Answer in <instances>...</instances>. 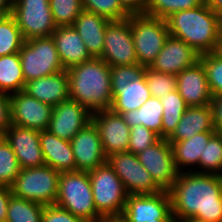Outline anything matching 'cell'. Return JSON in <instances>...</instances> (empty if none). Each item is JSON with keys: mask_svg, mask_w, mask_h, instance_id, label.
Listing matches in <instances>:
<instances>
[{"mask_svg": "<svg viewBox=\"0 0 222 222\" xmlns=\"http://www.w3.org/2000/svg\"><path fill=\"white\" fill-rule=\"evenodd\" d=\"M173 220L198 218L206 222L222 221V176L180 172L172 188Z\"/></svg>", "mask_w": 222, "mask_h": 222, "instance_id": "cell-1", "label": "cell"}, {"mask_svg": "<svg viewBox=\"0 0 222 222\" xmlns=\"http://www.w3.org/2000/svg\"><path fill=\"white\" fill-rule=\"evenodd\" d=\"M12 124L17 126L47 130L52 113V106L28 95L23 90L9 95Z\"/></svg>", "mask_w": 222, "mask_h": 222, "instance_id": "cell-15", "label": "cell"}, {"mask_svg": "<svg viewBox=\"0 0 222 222\" xmlns=\"http://www.w3.org/2000/svg\"><path fill=\"white\" fill-rule=\"evenodd\" d=\"M129 15L145 14L146 0H118Z\"/></svg>", "mask_w": 222, "mask_h": 222, "instance_id": "cell-45", "label": "cell"}, {"mask_svg": "<svg viewBox=\"0 0 222 222\" xmlns=\"http://www.w3.org/2000/svg\"><path fill=\"white\" fill-rule=\"evenodd\" d=\"M11 15L16 20L25 41L50 37L57 28L49 0H13Z\"/></svg>", "mask_w": 222, "mask_h": 222, "instance_id": "cell-9", "label": "cell"}, {"mask_svg": "<svg viewBox=\"0 0 222 222\" xmlns=\"http://www.w3.org/2000/svg\"><path fill=\"white\" fill-rule=\"evenodd\" d=\"M91 121L98 129L105 155L126 152L130 142V127L121 114L111 109L92 113Z\"/></svg>", "mask_w": 222, "mask_h": 222, "instance_id": "cell-14", "label": "cell"}, {"mask_svg": "<svg viewBox=\"0 0 222 222\" xmlns=\"http://www.w3.org/2000/svg\"><path fill=\"white\" fill-rule=\"evenodd\" d=\"M83 10L106 17L109 20H123L130 15L118 0H81Z\"/></svg>", "mask_w": 222, "mask_h": 222, "instance_id": "cell-38", "label": "cell"}, {"mask_svg": "<svg viewBox=\"0 0 222 222\" xmlns=\"http://www.w3.org/2000/svg\"><path fill=\"white\" fill-rule=\"evenodd\" d=\"M166 22L171 36L181 39L200 55L218 50L222 33L221 14L205 3L174 12Z\"/></svg>", "mask_w": 222, "mask_h": 222, "instance_id": "cell-2", "label": "cell"}, {"mask_svg": "<svg viewBox=\"0 0 222 222\" xmlns=\"http://www.w3.org/2000/svg\"><path fill=\"white\" fill-rule=\"evenodd\" d=\"M130 23L138 64L150 67L170 36L166 19L130 15Z\"/></svg>", "mask_w": 222, "mask_h": 222, "instance_id": "cell-7", "label": "cell"}, {"mask_svg": "<svg viewBox=\"0 0 222 222\" xmlns=\"http://www.w3.org/2000/svg\"><path fill=\"white\" fill-rule=\"evenodd\" d=\"M100 58L110 67L138 64L130 16L123 20H111L108 23Z\"/></svg>", "mask_w": 222, "mask_h": 222, "instance_id": "cell-12", "label": "cell"}, {"mask_svg": "<svg viewBox=\"0 0 222 222\" xmlns=\"http://www.w3.org/2000/svg\"><path fill=\"white\" fill-rule=\"evenodd\" d=\"M216 132L197 133L189 139L170 143L177 171L199 173V159L209 139ZM196 168V169H195Z\"/></svg>", "mask_w": 222, "mask_h": 222, "instance_id": "cell-26", "label": "cell"}, {"mask_svg": "<svg viewBox=\"0 0 222 222\" xmlns=\"http://www.w3.org/2000/svg\"><path fill=\"white\" fill-rule=\"evenodd\" d=\"M146 82L151 96L160 98L176 90L177 76L165 74L150 67H145L144 72Z\"/></svg>", "mask_w": 222, "mask_h": 222, "instance_id": "cell-39", "label": "cell"}, {"mask_svg": "<svg viewBox=\"0 0 222 222\" xmlns=\"http://www.w3.org/2000/svg\"><path fill=\"white\" fill-rule=\"evenodd\" d=\"M203 132H216L211 105L188 106L176 130L167 140L169 143L179 142Z\"/></svg>", "mask_w": 222, "mask_h": 222, "instance_id": "cell-24", "label": "cell"}, {"mask_svg": "<svg viewBox=\"0 0 222 222\" xmlns=\"http://www.w3.org/2000/svg\"><path fill=\"white\" fill-rule=\"evenodd\" d=\"M76 170L90 171L107 161L97 127L91 121L71 140Z\"/></svg>", "mask_w": 222, "mask_h": 222, "instance_id": "cell-18", "label": "cell"}, {"mask_svg": "<svg viewBox=\"0 0 222 222\" xmlns=\"http://www.w3.org/2000/svg\"><path fill=\"white\" fill-rule=\"evenodd\" d=\"M204 3L213 11L222 14V0H204Z\"/></svg>", "mask_w": 222, "mask_h": 222, "instance_id": "cell-48", "label": "cell"}, {"mask_svg": "<svg viewBox=\"0 0 222 222\" xmlns=\"http://www.w3.org/2000/svg\"><path fill=\"white\" fill-rule=\"evenodd\" d=\"M25 40L10 14L0 18V56L19 53Z\"/></svg>", "mask_w": 222, "mask_h": 222, "instance_id": "cell-32", "label": "cell"}, {"mask_svg": "<svg viewBox=\"0 0 222 222\" xmlns=\"http://www.w3.org/2000/svg\"><path fill=\"white\" fill-rule=\"evenodd\" d=\"M199 173L222 176V134L215 133L199 159Z\"/></svg>", "mask_w": 222, "mask_h": 222, "instance_id": "cell-33", "label": "cell"}, {"mask_svg": "<svg viewBox=\"0 0 222 222\" xmlns=\"http://www.w3.org/2000/svg\"><path fill=\"white\" fill-rule=\"evenodd\" d=\"M204 0H146L145 15L166 19L172 13L196 8Z\"/></svg>", "mask_w": 222, "mask_h": 222, "instance_id": "cell-34", "label": "cell"}, {"mask_svg": "<svg viewBox=\"0 0 222 222\" xmlns=\"http://www.w3.org/2000/svg\"><path fill=\"white\" fill-rule=\"evenodd\" d=\"M12 124L9 94L0 91V135Z\"/></svg>", "mask_w": 222, "mask_h": 222, "instance_id": "cell-43", "label": "cell"}, {"mask_svg": "<svg viewBox=\"0 0 222 222\" xmlns=\"http://www.w3.org/2000/svg\"><path fill=\"white\" fill-rule=\"evenodd\" d=\"M217 52L222 55V33L220 35L219 47H218Z\"/></svg>", "mask_w": 222, "mask_h": 222, "instance_id": "cell-51", "label": "cell"}, {"mask_svg": "<svg viewBox=\"0 0 222 222\" xmlns=\"http://www.w3.org/2000/svg\"><path fill=\"white\" fill-rule=\"evenodd\" d=\"M55 25L73 26L83 11L81 0H49Z\"/></svg>", "mask_w": 222, "mask_h": 222, "instance_id": "cell-36", "label": "cell"}, {"mask_svg": "<svg viewBox=\"0 0 222 222\" xmlns=\"http://www.w3.org/2000/svg\"><path fill=\"white\" fill-rule=\"evenodd\" d=\"M60 174L46 164L40 167L20 169L11 187L12 194L44 206L55 205Z\"/></svg>", "mask_w": 222, "mask_h": 222, "instance_id": "cell-6", "label": "cell"}, {"mask_svg": "<svg viewBox=\"0 0 222 222\" xmlns=\"http://www.w3.org/2000/svg\"><path fill=\"white\" fill-rule=\"evenodd\" d=\"M177 76L176 89L188 106L210 105L213 99L203 64L197 61Z\"/></svg>", "mask_w": 222, "mask_h": 222, "instance_id": "cell-20", "label": "cell"}, {"mask_svg": "<svg viewBox=\"0 0 222 222\" xmlns=\"http://www.w3.org/2000/svg\"><path fill=\"white\" fill-rule=\"evenodd\" d=\"M111 85H128L131 81L140 79L145 72V67L134 64L128 66L110 67Z\"/></svg>", "mask_w": 222, "mask_h": 222, "instance_id": "cell-41", "label": "cell"}, {"mask_svg": "<svg viewBox=\"0 0 222 222\" xmlns=\"http://www.w3.org/2000/svg\"><path fill=\"white\" fill-rule=\"evenodd\" d=\"M113 102L111 110L122 114L131 110L139 109L150 97V91L145 75L128 85H111Z\"/></svg>", "mask_w": 222, "mask_h": 222, "instance_id": "cell-27", "label": "cell"}, {"mask_svg": "<svg viewBox=\"0 0 222 222\" xmlns=\"http://www.w3.org/2000/svg\"><path fill=\"white\" fill-rule=\"evenodd\" d=\"M159 139L160 137L156 133L143 125L134 126L130 128V142L127 151L138 154L156 143Z\"/></svg>", "mask_w": 222, "mask_h": 222, "instance_id": "cell-40", "label": "cell"}, {"mask_svg": "<svg viewBox=\"0 0 222 222\" xmlns=\"http://www.w3.org/2000/svg\"><path fill=\"white\" fill-rule=\"evenodd\" d=\"M23 91L52 107L64 102L69 99L67 70L27 81Z\"/></svg>", "mask_w": 222, "mask_h": 222, "instance_id": "cell-21", "label": "cell"}, {"mask_svg": "<svg viewBox=\"0 0 222 222\" xmlns=\"http://www.w3.org/2000/svg\"><path fill=\"white\" fill-rule=\"evenodd\" d=\"M210 105L213 111L215 131L222 134V94L214 96Z\"/></svg>", "mask_w": 222, "mask_h": 222, "instance_id": "cell-44", "label": "cell"}, {"mask_svg": "<svg viewBox=\"0 0 222 222\" xmlns=\"http://www.w3.org/2000/svg\"><path fill=\"white\" fill-rule=\"evenodd\" d=\"M20 169L10 144L0 135V185L11 188Z\"/></svg>", "mask_w": 222, "mask_h": 222, "instance_id": "cell-35", "label": "cell"}, {"mask_svg": "<svg viewBox=\"0 0 222 222\" xmlns=\"http://www.w3.org/2000/svg\"><path fill=\"white\" fill-rule=\"evenodd\" d=\"M92 113L74 100L68 99L52 107L48 131L60 139L70 141L91 122Z\"/></svg>", "mask_w": 222, "mask_h": 222, "instance_id": "cell-16", "label": "cell"}, {"mask_svg": "<svg viewBox=\"0 0 222 222\" xmlns=\"http://www.w3.org/2000/svg\"><path fill=\"white\" fill-rule=\"evenodd\" d=\"M88 174L97 213L103 219L121 216L128 194L112 167L106 161Z\"/></svg>", "mask_w": 222, "mask_h": 222, "instance_id": "cell-5", "label": "cell"}, {"mask_svg": "<svg viewBox=\"0 0 222 222\" xmlns=\"http://www.w3.org/2000/svg\"><path fill=\"white\" fill-rule=\"evenodd\" d=\"M51 36L65 70L92 58L73 26H58Z\"/></svg>", "mask_w": 222, "mask_h": 222, "instance_id": "cell-22", "label": "cell"}, {"mask_svg": "<svg viewBox=\"0 0 222 222\" xmlns=\"http://www.w3.org/2000/svg\"><path fill=\"white\" fill-rule=\"evenodd\" d=\"M121 115L130 128L143 125L162 138L163 105L160 98L151 96L139 109Z\"/></svg>", "mask_w": 222, "mask_h": 222, "instance_id": "cell-28", "label": "cell"}, {"mask_svg": "<svg viewBox=\"0 0 222 222\" xmlns=\"http://www.w3.org/2000/svg\"><path fill=\"white\" fill-rule=\"evenodd\" d=\"M44 205L10 196L6 222H41Z\"/></svg>", "mask_w": 222, "mask_h": 222, "instance_id": "cell-31", "label": "cell"}, {"mask_svg": "<svg viewBox=\"0 0 222 222\" xmlns=\"http://www.w3.org/2000/svg\"><path fill=\"white\" fill-rule=\"evenodd\" d=\"M103 222H127V221L124 220L121 216H117V217H111V218L104 219Z\"/></svg>", "mask_w": 222, "mask_h": 222, "instance_id": "cell-49", "label": "cell"}, {"mask_svg": "<svg viewBox=\"0 0 222 222\" xmlns=\"http://www.w3.org/2000/svg\"><path fill=\"white\" fill-rule=\"evenodd\" d=\"M41 222H85L74 216L69 211L62 209L56 205H48L44 207Z\"/></svg>", "mask_w": 222, "mask_h": 222, "instance_id": "cell-42", "label": "cell"}, {"mask_svg": "<svg viewBox=\"0 0 222 222\" xmlns=\"http://www.w3.org/2000/svg\"><path fill=\"white\" fill-rule=\"evenodd\" d=\"M199 61L204 66L213 97L222 94V55L217 51L204 53L199 56Z\"/></svg>", "mask_w": 222, "mask_h": 222, "instance_id": "cell-37", "label": "cell"}, {"mask_svg": "<svg viewBox=\"0 0 222 222\" xmlns=\"http://www.w3.org/2000/svg\"><path fill=\"white\" fill-rule=\"evenodd\" d=\"M11 195V188L4 185H0V222H6L7 208Z\"/></svg>", "mask_w": 222, "mask_h": 222, "instance_id": "cell-46", "label": "cell"}, {"mask_svg": "<svg viewBox=\"0 0 222 222\" xmlns=\"http://www.w3.org/2000/svg\"><path fill=\"white\" fill-rule=\"evenodd\" d=\"M39 142L47 166L60 173L76 171V162L70 141L60 139L48 130H43L40 131Z\"/></svg>", "mask_w": 222, "mask_h": 222, "instance_id": "cell-23", "label": "cell"}, {"mask_svg": "<svg viewBox=\"0 0 222 222\" xmlns=\"http://www.w3.org/2000/svg\"><path fill=\"white\" fill-rule=\"evenodd\" d=\"M140 163L152 175L154 182L164 191H169L178 176L171 144L160 138L156 143L136 154Z\"/></svg>", "mask_w": 222, "mask_h": 222, "instance_id": "cell-13", "label": "cell"}, {"mask_svg": "<svg viewBox=\"0 0 222 222\" xmlns=\"http://www.w3.org/2000/svg\"><path fill=\"white\" fill-rule=\"evenodd\" d=\"M107 162L122 181L128 195L155 194L163 191L140 163L136 154L128 151L111 154L107 157Z\"/></svg>", "mask_w": 222, "mask_h": 222, "instance_id": "cell-11", "label": "cell"}, {"mask_svg": "<svg viewBox=\"0 0 222 222\" xmlns=\"http://www.w3.org/2000/svg\"><path fill=\"white\" fill-rule=\"evenodd\" d=\"M200 54L181 39L169 36L150 68L177 75L199 61Z\"/></svg>", "mask_w": 222, "mask_h": 222, "instance_id": "cell-19", "label": "cell"}, {"mask_svg": "<svg viewBox=\"0 0 222 222\" xmlns=\"http://www.w3.org/2000/svg\"><path fill=\"white\" fill-rule=\"evenodd\" d=\"M69 99L91 113L111 109L113 102L110 66L101 58H91L67 69Z\"/></svg>", "mask_w": 222, "mask_h": 222, "instance_id": "cell-3", "label": "cell"}, {"mask_svg": "<svg viewBox=\"0 0 222 222\" xmlns=\"http://www.w3.org/2000/svg\"><path fill=\"white\" fill-rule=\"evenodd\" d=\"M121 217L127 222H173L169 191L127 195Z\"/></svg>", "mask_w": 222, "mask_h": 222, "instance_id": "cell-10", "label": "cell"}, {"mask_svg": "<svg viewBox=\"0 0 222 222\" xmlns=\"http://www.w3.org/2000/svg\"><path fill=\"white\" fill-rule=\"evenodd\" d=\"M55 205L85 222H103L97 213L88 171L63 172L59 176Z\"/></svg>", "mask_w": 222, "mask_h": 222, "instance_id": "cell-4", "label": "cell"}, {"mask_svg": "<svg viewBox=\"0 0 222 222\" xmlns=\"http://www.w3.org/2000/svg\"><path fill=\"white\" fill-rule=\"evenodd\" d=\"M2 136L10 144L21 169L45 165L39 130L11 124Z\"/></svg>", "mask_w": 222, "mask_h": 222, "instance_id": "cell-17", "label": "cell"}, {"mask_svg": "<svg viewBox=\"0 0 222 222\" xmlns=\"http://www.w3.org/2000/svg\"><path fill=\"white\" fill-rule=\"evenodd\" d=\"M13 0H0V15L8 16L12 12Z\"/></svg>", "mask_w": 222, "mask_h": 222, "instance_id": "cell-47", "label": "cell"}, {"mask_svg": "<svg viewBox=\"0 0 222 222\" xmlns=\"http://www.w3.org/2000/svg\"><path fill=\"white\" fill-rule=\"evenodd\" d=\"M110 21L106 17L83 10L73 24L93 58H100L102 55L106 27Z\"/></svg>", "mask_w": 222, "mask_h": 222, "instance_id": "cell-25", "label": "cell"}, {"mask_svg": "<svg viewBox=\"0 0 222 222\" xmlns=\"http://www.w3.org/2000/svg\"><path fill=\"white\" fill-rule=\"evenodd\" d=\"M25 83L19 53L0 56V91L9 95L20 92Z\"/></svg>", "mask_w": 222, "mask_h": 222, "instance_id": "cell-29", "label": "cell"}, {"mask_svg": "<svg viewBox=\"0 0 222 222\" xmlns=\"http://www.w3.org/2000/svg\"><path fill=\"white\" fill-rule=\"evenodd\" d=\"M173 222H206V221L198 219V218H188V219H181V220H173Z\"/></svg>", "mask_w": 222, "mask_h": 222, "instance_id": "cell-50", "label": "cell"}, {"mask_svg": "<svg viewBox=\"0 0 222 222\" xmlns=\"http://www.w3.org/2000/svg\"><path fill=\"white\" fill-rule=\"evenodd\" d=\"M19 57L25 82L65 70L52 36L26 40Z\"/></svg>", "mask_w": 222, "mask_h": 222, "instance_id": "cell-8", "label": "cell"}, {"mask_svg": "<svg viewBox=\"0 0 222 222\" xmlns=\"http://www.w3.org/2000/svg\"><path fill=\"white\" fill-rule=\"evenodd\" d=\"M163 105L162 138L168 139L176 130L184 111L188 108L177 89L160 97Z\"/></svg>", "mask_w": 222, "mask_h": 222, "instance_id": "cell-30", "label": "cell"}]
</instances>
